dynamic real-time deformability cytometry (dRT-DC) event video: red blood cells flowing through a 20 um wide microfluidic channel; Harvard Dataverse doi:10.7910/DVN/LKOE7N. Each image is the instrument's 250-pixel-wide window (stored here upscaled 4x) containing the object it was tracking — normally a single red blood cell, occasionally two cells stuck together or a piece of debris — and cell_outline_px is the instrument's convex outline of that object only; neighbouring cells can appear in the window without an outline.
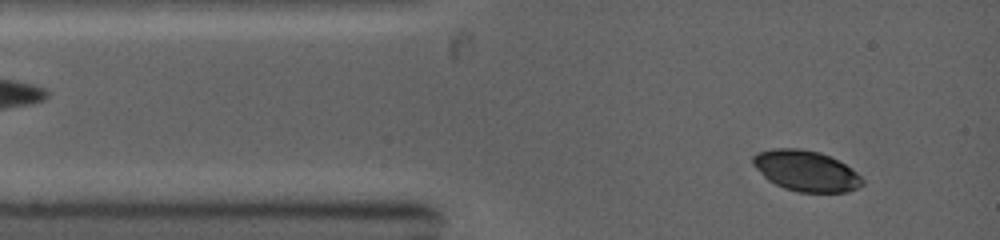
{"species": "common noctule bat (a hibernating species)", "species_latin": "Nyctalus noctula", "temperature_condition": "warm", "stored_images_in_passage": 32, "camera_frame_rate_fps": 5000, "um_per_image_px": 0.085, "animal": {"sex": "female", "body_mass_g": 19.0, "forearm_length_mm": 53.3}, "frame": {"image": 1, "passage_image": 2, "time_ms": 0.2, "image_size_px": [1000, 240], "cell_outline_px": [[864, 184], [848, 192], [800, 192], [784, 188], [768, 180], [752, 164], [752, 156], [756, 152], [776, 148], [800, 148], [820, 152], [832, 156], [856, 172], [864, 180]], "centroid_in_image_um": [68.51, 14.51], "position_along_channel_um": 16.5, "area_um2": 26.01}}
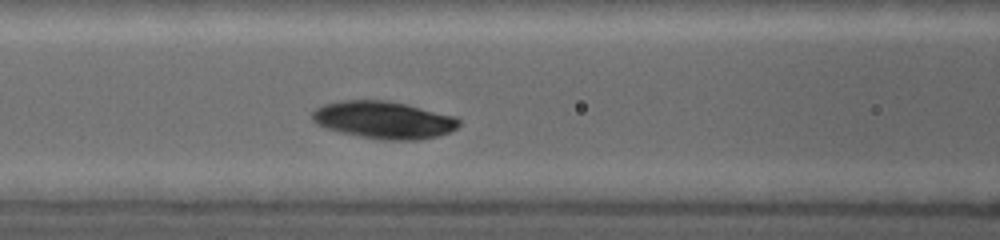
{"frame": {"image": 2, "passage_image": 12, "time_ms": 3.6, "image_size_px": [1000, 240], "cell_outline_px": [[460, 124], [456, 128], [448, 132], [436, 136], [416, 140], [388, 140], [360, 136], [340, 132], [324, 128], [316, 124], [312, 120], [312, 112], [316, 108], [324, 104], [340, 100], [388, 100], [408, 104], [456, 116], [460, 120]], "centroid_in_image_um": [32.6, 10.18], "position_along_channel_um": 134.0, "area_um2": 32.08}}
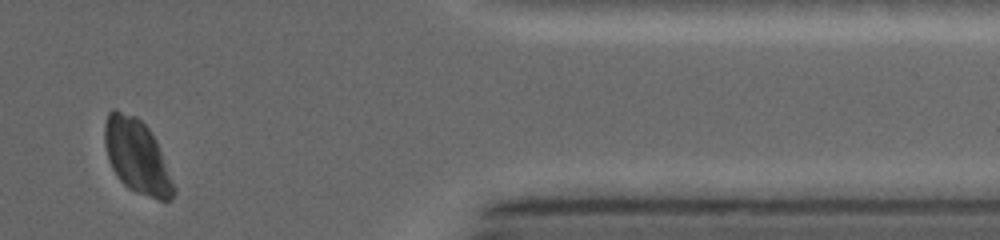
{"frame": {"image": 3, "passage_image": 31, "time_ms": 10.2, "image_size_px": [1000, 240], "cell_outline_px": [[176, 192], [172, 200], [160, 200], [136, 192], [128, 188], [116, 176], [108, 160], [104, 144], [104, 124], [108, 112], [112, 108], [116, 108], [136, 116], [148, 128], [156, 140], [176, 188]], "centroid_in_image_um": [11.62, 13.28], "position_along_channel_um": 399.8, "area_um2": 29.94}}